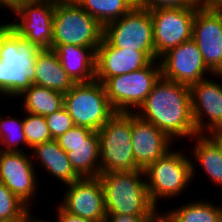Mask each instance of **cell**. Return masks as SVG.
<instances>
[{
  "label": "cell",
  "instance_id": "cell-33",
  "mask_svg": "<svg viewBox=\"0 0 222 222\" xmlns=\"http://www.w3.org/2000/svg\"><path fill=\"white\" fill-rule=\"evenodd\" d=\"M160 216L107 215L106 222H158Z\"/></svg>",
  "mask_w": 222,
  "mask_h": 222
},
{
  "label": "cell",
  "instance_id": "cell-7",
  "mask_svg": "<svg viewBox=\"0 0 222 222\" xmlns=\"http://www.w3.org/2000/svg\"><path fill=\"white\" fill-rule=\"evenodd\" d=\"M64 107L74 125L97 131L116 113L112 108L103 83L96 79L86 83H75L64 94Z\"/></svg>",
  "mask_w": 222,
  "mask_h": 222
},
{
  "label": "cell",
  "instance_id": "cell-34",
  "mask_svg": "<svg viewBox=\"0 0 222 222\" xmlns=\"http://www.w3.org/2000/svg\"><path fill=\"white\" fill-rule=\"evenodd\" d=\"M57 206L55 205V219L52 222H95L89 219H85L82 217H79L77 215L71 214L67 211H65L59 203H56Z\"/></svg>",
  "mask_w": 222,
  "mask_h": 222
},
{
  "label": "cell",
  "instance_id": "cell-4",
  "mask_svg": "<svg viewBox=\"0 0 222 222\" xmlns=\"http://www.w3.org/2000/svg\"><path fill=\"white\" fill-rule=\"evenodd\" d=\"M177 147L176 149L175 146L165 156L144 169L150 201L158 209L161 202L167 203L168 199L170 202L174 198L178 200V197L180 199L183 194L185 196V191L193 193L189 189L194 186L191 158L188 150L183 148L180 150L179 146Z\"/></svg>",
  "mask_w": 222,
  "mask_h": 222
},
{
  "label": "cell",
  "instance_id": "cell-35",
  "mask_svg": "<svg viewBox=\"0 0 222 222\" xmlns=\"http://www.w3.org/2000/svg\"><path fill=\"white\" fill-rule=\"evenodd\" d=\"M36 0H0V13L1 10L4 9L6 12H11L16 9L20 4L33 2Z\"/></svg>",
  "mask_w": 222,
  "mask_h": 222
},
{
  "label": "cell",
  "instance_id": "cell-39",
  "mask_svg": "<svg viewBox=\"0 0 222 222\" xmlns=\"http://www.w3.org/2000/svg\"><path fill=\"white\" fill-rule=\"evenodd\" d=\"M35 218L39 221V222H52V220H50V219H43V217L41 218V217H39V216H35Z\"/></svg>",
  "mask_w": 222,
  "mask_h": 222
},
{
  "label": "cell",
  "instance_id": "cell-1",
  "mask_svg": "<svg viewBox=\"0 0 222 222\" xmlns=\"http://www.w3.org/2000/svg\"><path fill=\"white\" fill-rule=\"evenodd\" d=\"M135 114L162 130L172 141H189L196 133L191 110L190 86L162 76ZM181 139V140H180Z\"/></svg>",
  "mask_w": 222,
  "mask_h": 222
},
{
  "label": "cell",
  "instance_id": "cell-30",
  "mask_svg": "<svg viewBox=\"0 0 222 222\" xmlns=\"http://www.w3.org/2000/svg\"><path fill=\"white\" fill-rule=\"evenodd\" d=\"M55 140L67 152V146H75L80 143H99V135L97 131L75 125Z\"/></svg>",
  "mask_w": 222,
  "mask_h": 222
},
{
  "label": "cell",
  "instance_id": "cell-8",
  "mask_svg": "<svg viewBox=\"0 0 222 222\" xmlns=\"http://www.w3.org/2000/svg\"><path fill=\"white\" fill-rule=\"evenodd\" d=\"M161 76L159 60L127 74L108 78L103 86L107 98L116 112L135 113Z\"/></svg>",
  "mask_w": 222,
  "mask_h": 222
},
{
  "label": "cell",
  "instance_id": "cell-14",
  "mask_svg": "<svg viewBox=\"0 0 222 222\" xmlns=\"http://www.w3.org/2000/svg\"><path fill=\"white\" fill-rule=\"evenodd\" d=\"M159 62L163 78L187 86L213 75L193 39L170 49L159 58Z\"/></svg>",
  "mask_w": 222,
  "mask_h": 222
},
{
  "label": "cell",
  "instance_id": "cell-12",
  "mask_svg": "<svg viewBox=\"0 0 222 222\" xmlns=\"http://www.w3.org/2000/svg\"><path fill=\"white\" fill-rule=\"evenodd\" d=\"M221 80L222 74H213L190 86L191 110L197 134L222 133Z\"/></svg>",
  "mask_w": 222,
  "mask_h": 222
},
{
  "label": "cell",
  "instance_id": "cell-18",
  "mask_svg": "<svg viewBox=\"0 0 222 222\" xmlns=\"http://www.w3.org/2000/svg\"><path fill=\"white\" fill-rule=\"evenodd\" d=\"M152 61L146 52L115 48L102 38L96 49L95 79L104 83L113 76L140 70Z\"/></svg>",
  "mask_w": 222,
  "mask_h": 222
},
{
  "label": "cell",
  "instance_id": "cell-6",
  "mask_svg": "<svg viewBox=\"0 0 222 222\" xmlns=\"http://www.w3.org/2000/svg\"><path fill=\"white\" fill-rule=\"evenodd\" d=\"M100 174L140 169L131 143V113L116 112L98 130Z\"/></svg>",
  "mask_w": 222,
  "mask_h": 222
},
{
  "label": "cell",
  "instance_id": "cell-25",
  "mask_svg": "<svg viewBox=\"0 0 222 222\" xmlns=\"http://www.w3.org/2000/svg\"><path fill=\"white\" fill-rule=\"evenodd\" d=\"M75 2L103 27L129 13L138 0H75Z\"/></svg>",
  "mask_w": 222,
  "mask_h": 222
},
{
  "label": "cell",
  "instance_id": "cell-42",
  "mask_svg": "<svg viewBox=\"0 0 222 222\" xmlns=\"http://www.w3.org/2000/svg\"><path fill=\"white\" fill-rule=\"evenodd\" d=\"M31 222H39L36 218H34Z\"/></svg>",
  "mask_w": 222,
  "mask_h": 222
},
{
  "label": "cell",
  "instance_id": "cell-2",
  "mask_svg": "<svg viewBox=\"0 0 222 222\" xmlns=\"http://www.w3.org/2000/svg\"><path fill=\"white\" fill-rule=\"evenodd\" d=\"M41 49L20 37L5 21L0 25V87L16 100L35 80V59Z\"/></svg>",
  "mask_w": 222,
  "mask_h": 222
},
{
  "label": "cell",
  "instance_id": "cell-19",
  "mask_svg": "<svg viewBox=\"0 0 222 222\" xmlns=\"http://www.w3.org/2000/svg\"><path fill=\"white\" fill-rule=\"evenodd\" d=\"M188 142L190 148L187 144L186 146L191 158L193 182L203 173L202 175H206L212 186H216H213L215 190L218 187L222 189V149L220 143L211 134H197ZM198 170H202V173L199 174Z\"/></svg>",
  "mask_w": 222,
  "mask_h": 222
},
{
  "label": "cell",
  "instance_id": "cell-36",
  "mask_svg": "<svg viewBox=\"0 0 222 222\" xmlns=\"http://www.w3.org/2000/svg\"><path fill=\"white\" fill-rule=\"evenodd\" d=\"M2 99H3V100H2ZM5 100H6V101H5ZM1 101H2V102H1ZM8 101L10 102V104H8V103H9ZM4 102H5V103H4ZM6 103H7L8 105H7ZM11 103H13V102L10 101V98L8 97V95L6 94V92L0 87V109H1V106H2V108H4L5 106H7V107L9 106V107H8L9 110H8L7 108H5V109H6V111H10V109H11V107H12V106H11V105H12ZM3 104H4V105L6 104V105L3 106Z\"/></svg>",
  "mask_w": 222,
  "mask_h": 222
},
{
  "label": "cell",
  "instance_id": "cell-37",
  "mask_svg": "<svg viewBox=\"0 0 222 222\" xmlns=\"http://www.w3.org/2000/svg\"><path fill=\"white\" fill-rule=\"evenodd\" d=\"M206 4L214 10H222V1H206Z\"/></svg>",
  "mask_w": 222,
  "mask_h": 222
},
{
  "label": "cell",
  "instance_id": "cell-13",
  "mask_svg": "<svg viewBox=\"0 0 222 222\" xmlns=\"http://www.w3.org/2000/svg\"><path fill=\"white\" fill-rule=\"evenodd\" d=\"M198 8L149 10L153 21L156 60L170 49L192 39L193 20Z\"/></svg>",
  "mask_w": 222,
  "mask_h": 222
},
{
  "label": "cell",
  "instance_id": "cell-3",
  "mask_svg": "<svg viewBox=\"0 0 222 222\" xmlns=\"http://www.w3.org/2000/svg\"><path fill=\"white\" fill-rule=\"evenodd\" d=\"M98 177L107 215L161 216V209L150 201L143 169L107 172Z\"/></svg>",
  "mask_w": 222,
  "mask_h": 222
},
{
  "label": "cell",
  "instance_id": "cell-31",
  "mask_svg": "<svg viewBox=\"0 0 222 222\" xmlns=\"http://www.w3.org/2000/svg\"><path fill=\"white\" fill-rule=\"evenodd\" d=\"M52 139H57L74 125L73 119L65 107L45 117Z\"/></svg>",
  "mask_w": 222,
  "mask_h": 222
},
{
  "label": "cell",
  "instance_id": "cell-9",
  "mask_svg": "<svg viewBox=\"0 0 222 222\" xmlns=\"http://www.w3.org/2000/svg\"><path fill=\"white\" fill-rule=\"evenodd\" d=\"M103 38L115 48L143 51L156 60L151 13L138 4L129 13L105 25Z\"/></svg>",
  "mask_w": 222,
  "mask_h": 222
},
{
  "label": "cell",
  "instance_id": "cell-23",
  "mask_svg": "<svg viewBox=\"0 0 222 222\" xmlns=\"http://www.w3.org/2000/svg\"><path fill=\"white\" fill-rule=\"evenodd\" d=\"M35 80L32 84L43 86L60 93H67L74 82L64 70L53 49H42L35 59Z\"/></svg>",
  "mask_w": 222,
  "mask_h": 222
},
{
  "label": "cell",
  "instance_id": "cell-29",
  "mask_svg": "<svg viewBox=\"0 0 222 222\" xmlns=\"http://www.w3.org/2000/svg\"><path fill=\"white\" fill-rule=\"evenodd\" d=\"M23 127L30 149L38 144L53 140L44 116L23 111Z\"/></svg>",
  "mask_w": 222,
  "mask_h": 222
},
{
  "label": "cell",
  "instance_id": "cell-15",
  "mask_svg": "<svg viewBox=\"0 0 222 222\" xmlns=\"http://www.w3.org/2000/svg\"><path fill=\"white\" fill-rule=\"evenodd\" d=\"M62 188L57 203L67 212L95 222H106L104 191L99 177H83ZM60 201V202H59Z\"/></svg>",
  "mask_w": 222,
  "mask_h": 222
},
{
  "label": "cell",
  "instance_id": "cell-28",
  "mask_svg": "<svg viewBox=\"0 0 222 222\" xmlns=\"http://www.w3.org/2000/svg\"><path fill=\"white\" fill-rule=\"evenodd\" d=\"M36 213L0 182V220L31 222Z\"/></svg>",
  "mask_w": 222,
  "mask_h": 222
},
{
  "label": "cell",
  "instance_id": "cell-32",
  "mask_svg": "<svg viewBox=\"0 0 222 222\" xmlns=\"http://www.w3.org/2000/svg\"><path fill=\"white\" fill-rule=\"evenodd\" d=\"M206 0H138V5L144 9L159 8H200Z\"/></svg>",
  "mask_w": 222,
  "mask_h": 222
},
{
  "label": "cell",
  "instance_id": "cell-24",
  "mask_svg": "<svg viewBox=\"0 0 222 222\" xmlns=\"http://www.w3.org/2000/svg\"><path fill=\"white\" fill-rule=\"evenodd\" d=\"M20 98V99H19ZM20 101L18 112H28L35 115L48 116L64 107V94L49 88L32 84L17 97Z\"/></svg>",
  "mask_w": 222,
  "mask_h": 222
},
{
  "label": "cell",
  "instance_id": "cell-21",
  "mask_svg": "<svg viewBox=\"0 0 222 222\" xmlns=\"http://www.w3.org/2000/svg\"><path fill=\"white\" fill-rule=\"evenodd\" d=\"M77 45H52L64 70L74 83L95 80L96 49Z\"/></svg>",
  "mask_w": 222,
  "mask_h": 222
},
{
  "label": "cell",
  "instance_id": "cell-20",
  "mask_svg": "<svg viewBox=\"0 0 222 222\" xmlns=\"http://www.w3.org/2000/svg\"><path fill=\"white\" fill-rule=\"evenodd\" d=\"M30 154L36 171L46 172L48 177H53V182L55 181L54 183L57 184V181L60 184L59 186L62 185L61 187L81 178L74 171L67 153L58 145L55 139L34 146Z\"/></svg>",
  "mask_w": 222,
  "mask_h": 222
},
{
  "label": "cell",
  "instance_id": "cell-40",
  "mask_svg": "<svg viewBox=\"0 0 222 222\" xmlns=\"http://www.w3.org/2000/svg\"><path fill=\"white\" fill-rule=\"evenodd\" d=\"M216 13L220 16L221 20H222V10H215Z\"/></svg>",
  "mask_w": 222,
  "mask_h": 222
},
{
  "label": "cell",
  "instance_id": "cell-41",
  "mask_svg": "<svg viewBox=\"0 0 222 222\" xmlns=\"http://www.w3.org/2000/svg\"><path fill=\"white\" fill-rule=\"evenodd\" d=\"M158 222H167L162 216H160Z\"/></svg>",
  "mask_w": 222,
  "mask_h": 222
},
{
  "label": "cell",
  "instance_id": "cell-17",
  "mask_svg": "<svg viewBox=\"0 0 222 222\" xmlns=\"http://www.w3.org/2000/svg\"><path fill=\"white\" fill-rule=\"evenodd\" d=\"M131 143L135 163L145 169L176 145L162 130L131 113Z\"/></svg>",
  "mask_w": 222,
  "mask_h": 222
},
{
  "label": "cell",
  "instance_id": "cell-10",
  "mask_svg": "<svg viewBox=\"0 0 222 222\" xmlns=\"http://www.w3.org/2000/svg\"><path fill=\"white\" fill-rule=\"evenodd\" d=\"M55 3L56 0L22 3L10 12L15 18L5 23L39 49H51Z\"/></svg>",
  "mask_w": 222,
  "mask_h": 222
},
{
  "label": "cell",
  "instance_id": "cell-27",
  "mask_svg": "<svg viewBox=\"0 0 222 222\" xmlns=\"http://www.w3.org/2000/svg\"><path fill=\"white\" fill-rule=\"evenodd\" d=\"M66 153L74 171L81 178L99 176V143H80L75 146H67Z\"/></svg>",
  "mask_w": 222,
  "mask_h": 222
},
{
  "label": "cell",
  "instance_id": "cell-22",
  "mask_svg": "<svg viewBox=\"0 0 222 222\" xmlns=\"http://www.w3.org/2000/svg\"><path fill=\"white\" fill-rule=\"evenodd\" d=\"M193 201H192V200ZM215 203L212 199L207 198H190L189 201L174 207L161 209V216L167 222H221L222 219V201ZM218 204V205H217Z\"/></svg>",
  "mask_w": 222,
  "mask_h": 222
},
{
  "label": "cell",
  "instance_id": "cell-16",
  "mask_svg": "<svg viewBox=\"0 0 222 222\" xmlns=\"http://www.w3.org/2000/svg\"><path fill=\"white\" fill-rule=\"evenodd\" d=\"M192 39L196 42L207 68L213 74H222V20L207 4L196 10Z\"/></svg>",
  "mask_w": 222,
  "mask_h": 222
},
{
  "label": "cell",
  "instance_id": "cell-11",
  "mask_svg": "<svg viewBox=\"0 0 222 222\" xmlns=\"http://www.w3.org/2000/svg\"><path fill=\"white\" fill-rule=\"evenodd\" d=\"M37 174L42 179L43 174L37 173L29 152L0 151V182L33 212L37 201L41 203V200H36V197H40L37 194L43 190L42 187L41 190L38 188L40 177Z\"/></svg>",
  "mask_w": 222,
  "mask_h": 222
},
{
  "label": "cell",
  "instance_id": "cell-5",
  "mask_svg": "<svg viewBox=\"0 0 222 222\" xmlns=\"http://www.w3.org/2000/svg\"><path fill=\"white\" fill-rule=\"evenodd\" d=\"M103 26L75 0H56L52 45L99 47Z\"/></svg>",
  "mask_w": 222,
  "mask_h": 222
},
{
  "label": "cell",
  "instance_id": "cell-43",
  "mask_svg": "<svg viewBox=\"0 0 222 222\" xmlns=\"http://www.w3.org/2000/svg\"><path fill=\"white\" fill-rule=\"evenodd\" d=\"M206 1H222V0H206Z\"/></svg>",
  "mask_w": 222,
  "mask_h": 222
},
{
  "label": "cell",
  "instance_id": "cell-38",
  "mask_svg": "<svg viewBox=\"0 0 222 222\" xmlns=\"http://www.w3.org/2000/svg\"><path fill=\"white\" fill-rule=\"evenodd\" d=\"M211 135L220 143L222 149V133H212Z\"/></svg>",
  "mask_w": 222,
  "mask_h": 222
},
{
  "label": "cell",
  "instance_id": "cell-26",
  "mask_svg": "<svg viewBox=\"0 0 222 222\" xmlns=\"http://www.w3.org/2000/svg\"><path fill=\"white\" fill-rule=\"evenodd\" d=\"M0 151L28 152L31 149L27 145L23 127V111L17 115H1L4 108L0 109ZM3 110V111H2ZM19 116V117H18ZM23 148V149H22ZM27 148V150L25 149Z\"/></svg>",
  "mask_w": 222,
  "mask_h": 222
}]
</instances>
